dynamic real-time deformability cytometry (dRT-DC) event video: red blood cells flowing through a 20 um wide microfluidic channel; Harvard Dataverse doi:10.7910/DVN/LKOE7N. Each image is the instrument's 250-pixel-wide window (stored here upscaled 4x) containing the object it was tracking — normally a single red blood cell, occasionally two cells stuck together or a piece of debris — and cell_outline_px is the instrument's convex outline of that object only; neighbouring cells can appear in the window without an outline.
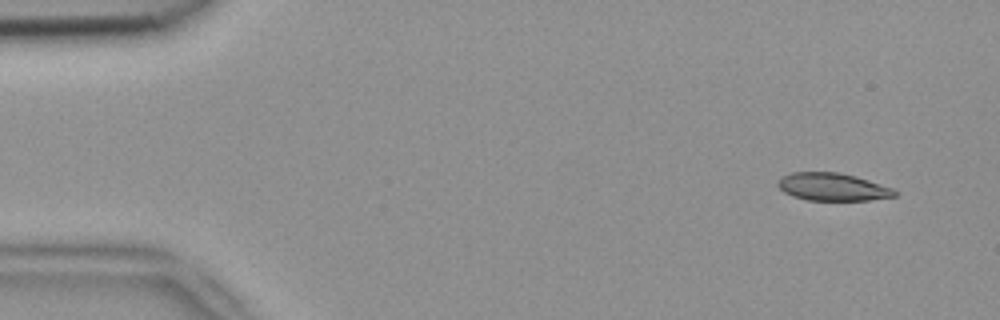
{"species": "common noctule bat (a hibernating species)", "species_latin": "Nyctalus noctula", "temperature_condition": "room temperature", "stored_images_in_passage": 4, "camera_frame_rate_fps": 3000, "um_per_image_px": 0.085, "animal": {"sex": "female", "body_mass_g": 18.4}, "frame": {"image": 1, "passage_image": 1, "time_ms": 0.0, "image_size_px": [1000, 320], "cell_outline_px": [[896, 196], [868, 200], [808, 200], [792, 196], [784, 192], [776, 184], [776, 180], [780, 176], [792, 172], [836, 172], [856, 176], [892, 188], [896, 192]], "centroid_in_image_um": [70.7, 15.88], "position_along_channel_um": 14.3, "area_um2": 18.84}}
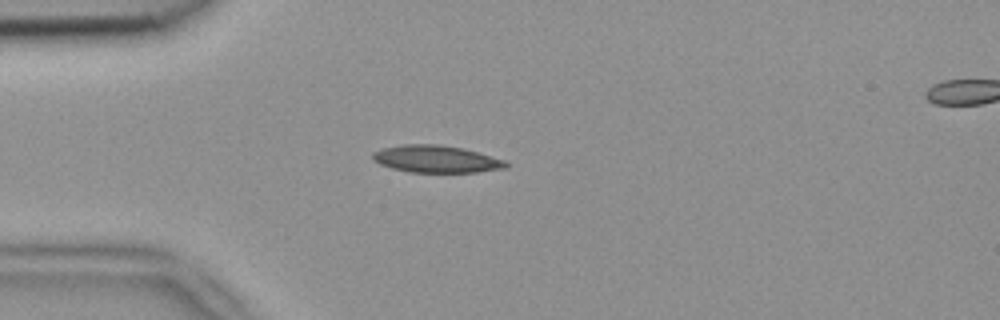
{"frame": {"image": 2, "passage_image": 3, "time_ms": 0.667, "image_size_px": [1000, 320], "cell_outline_px": [[508, 164], [504, 168], [476, 172], [408, 172], [392, 168], [380, 164], [372, 160], [372, 152], [384, 148], [404, 144], [440, 144], [464, 148], [504, 160]], "centroid_in_image_um": [37.04, 13.51], "position_along_channel_um": 48.0, "area_um2": 21.04}}